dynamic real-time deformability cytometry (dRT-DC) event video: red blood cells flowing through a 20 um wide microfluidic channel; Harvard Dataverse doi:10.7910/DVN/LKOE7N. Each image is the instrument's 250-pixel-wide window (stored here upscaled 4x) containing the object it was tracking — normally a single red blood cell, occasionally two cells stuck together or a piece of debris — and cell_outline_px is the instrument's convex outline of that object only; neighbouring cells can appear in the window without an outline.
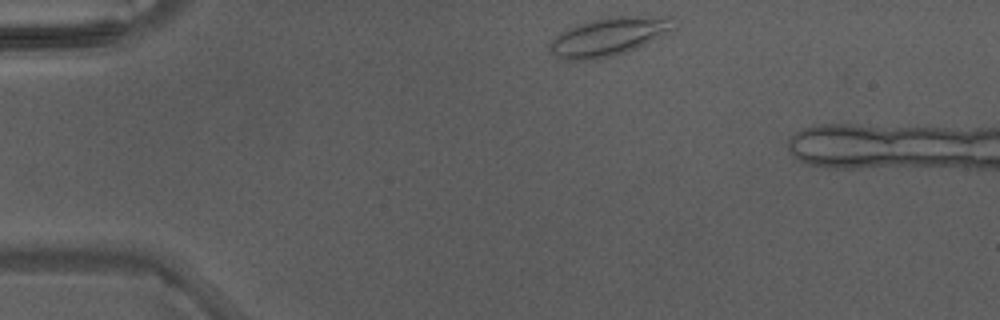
{"species": "Egyptian fruit bat (a non-hibernating species)", "species_latin": "Rousettus aegyptiacus", "temperature_condition": "warm", "stored_images_in_passage": 33, "camera_frame_rate_fps": 3000, "um_per_image_px": 0.085, "animal": {"sex": "male"}, "frame": {"image": 1, "passage_image": 1, "time_ms": 0.0, "image_size_px": [1000, 320], "cell_outline_px": [[680, 24], [660, 36], [636, 48], [612, 56], [596, 60], [560, 60], [548, 52], [548, 44], [556, 36], [568, 28], [576, 24], [592, 20], [616, 16], [672, 16]], "centroid_in_image_um": [51.72, 3.12], "position_along_channel_um": 33.3, "area_um2": 27.92}}
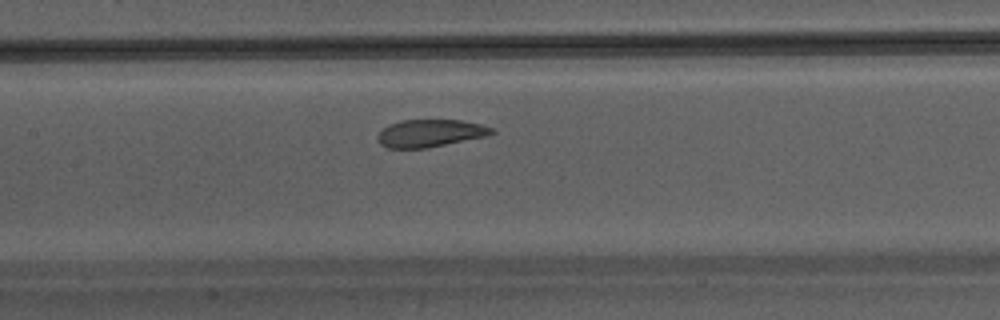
{"frame": {"image": 2, "passage_image": 14, "time_ms": 4.333, "image_size_px": [1000, 320], "cell_outline_px": [[496, 132], [488, 136], [428, 148], [388, 148], [380, 144], [376, 140], [376, 136], [388, 124], [404, 120], [460, 120], [480, 124], [492, 128]], "centroid_in_image_um": [36.56, 11.33], "position_along_channel_um": 170.8, "area_um2": 18.38}}
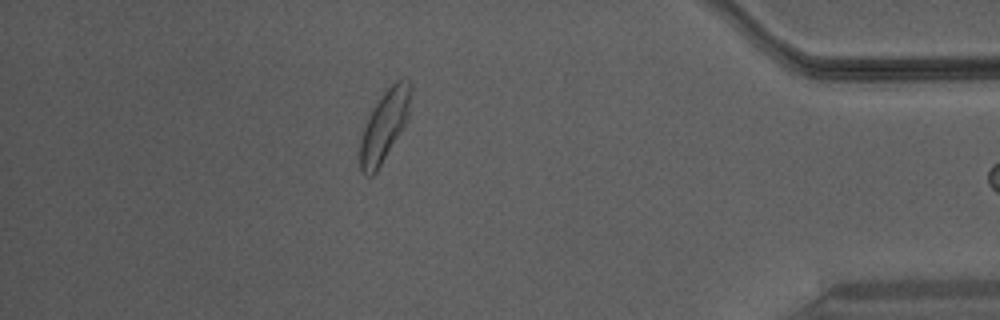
{"frame": {"image": 3, "passage_image": 32, "time_ms": 10.333, "image_size_px": [1000, 320], "cell_outline_px": [[412, 92], [408, 116], [400, 132], [376, 172], [372, 176], [368, 176], [360, 172], [360, 136], [368, 116], [372, 108], [380, 96], [400, 76], [404, 76], [412, 84]], "centroid_in_image_um": [32.67, 10.62], "position_along_channel_um": 402.5, "area_um2": 21.04}}